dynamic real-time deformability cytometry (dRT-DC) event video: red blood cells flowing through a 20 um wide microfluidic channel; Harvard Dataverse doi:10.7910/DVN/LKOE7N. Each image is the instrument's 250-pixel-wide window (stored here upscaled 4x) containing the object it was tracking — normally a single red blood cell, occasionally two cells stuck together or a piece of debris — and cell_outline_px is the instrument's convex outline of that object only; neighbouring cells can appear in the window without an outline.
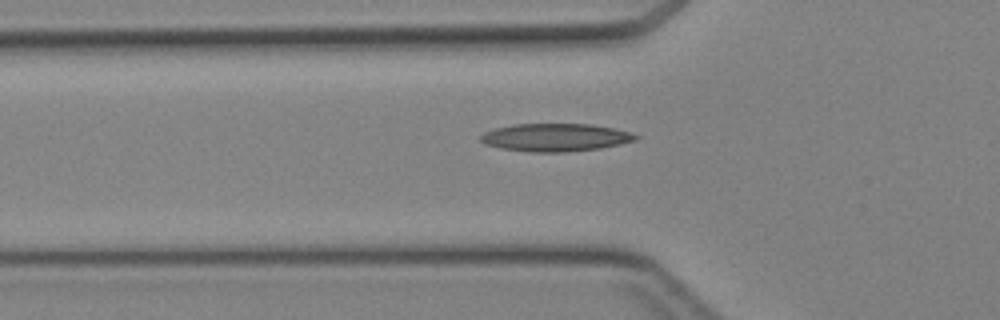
{"species": "Egyptian fruit bat (a non-hibernating species)", "species_latin": "Rousettus aegyptiacus", "temperature_condition": "cold", "stored_images_in_passage": 40, "camera_frame_rate_fps": 3000, "um_per_image_px": 0.085, "animal": {"sex": "female"}, "frame": {"image": 1, "passage_image": 15, "time_ms": 4.667, "image_size_px": [1000, 320], "cell_outline_px": [[640, 136], [636, 140], [620, 144], [600, 148], [564, 152], [532, 152], [500, 148], [484, 144], [480, 140], [480, 136], [484, 132], [496, 128], [512, 124], [592, 124], [632, 132]], "centroid_in_image_um": [47.21, 11.68], "position_along_channel_um": 78.6, "area_um2": 25.2}}
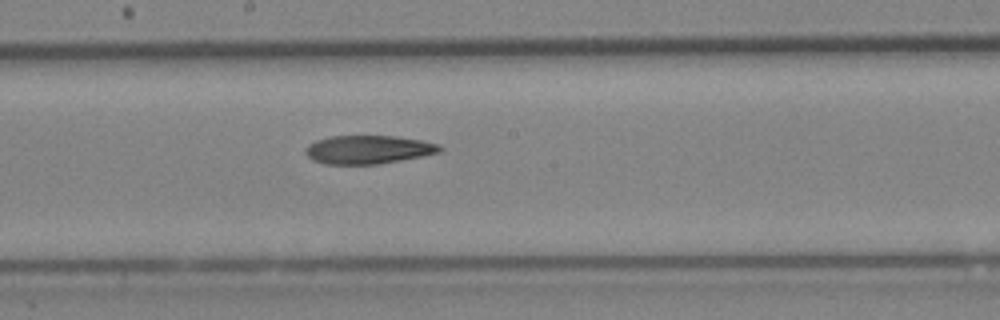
{"frame": {"image": 2, "passage_image": 24, "time_ms": 7.667, "image_size_px": [1000, 320], "cell_outline_px": [[444, 148], [440, 152], [400, 160], [376, 164], [324, 164], [312, 160], [304, 152], [304, 148], [308, 144], [316, 140], [328, 136], [396, 136], [420, 140], [440, 144]], "centroid_in_image_um": [31.26, 12.71], "position_along_channel_um": 216.9, "area_um2": 22.31}}
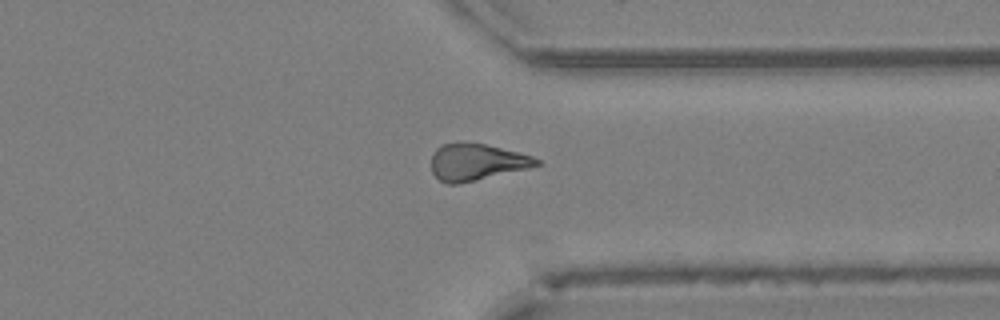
{"frame": {"image": 3, "passage_image": 34, "time_ms": 11.0, "image_size_px": [1000, 320], "cell_outline_px": [[540, 164], [524, 168], [456, 184], [448, 184], [440, 180], [432, 172], [432, 156], [436, 148], [444, 144], [460, 140], [464, 140], [484, 144], [532, 156], [540, 160]], "centroid_in_image_um": [40.43, 13.73], "position_along_channel_um": 371.0, "area_um2": 22.02}}